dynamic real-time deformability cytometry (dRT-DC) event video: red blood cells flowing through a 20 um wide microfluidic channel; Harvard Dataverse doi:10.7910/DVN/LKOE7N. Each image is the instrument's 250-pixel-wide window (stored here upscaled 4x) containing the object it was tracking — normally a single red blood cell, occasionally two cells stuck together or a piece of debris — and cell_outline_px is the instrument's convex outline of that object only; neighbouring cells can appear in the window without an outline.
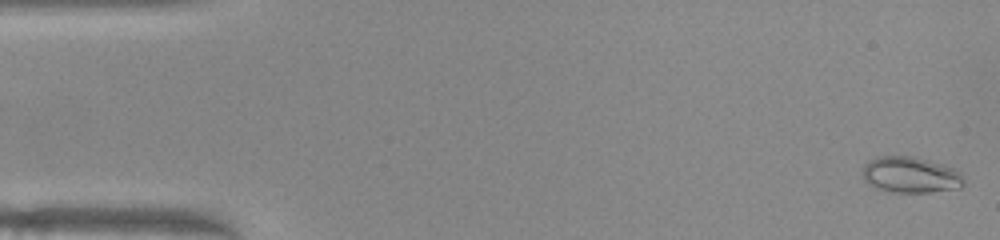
{"species": "common noctule bat (a hibernating species)", "species_latin": "Nyctalus noctula", "temperature_condition": "warm", "stored_images_in_passage": 51, "camera_frame_rate_fps": 3000, "um_per_image_px": 0.085, "animal": {"sex": "female", "body_mass_g": 22.0, "forearm_length_mm": 56.7}, "frame": {"image": 1, "passage_image": 1, "time_ms": 0.0, "image_size_px": [1000, 240], "cell_outline_px": [[964, 184], [960, 188], [932, 192], [892, 192], [868, 184], [864, 180], [864, 164], [868, 160], [880, 156], [912, 156], [944, 164], [956, 168], [960, 172], [964, 180]], "centroid_in_image_um": [77.44, 14.85], "position_along_channel_um": 7.6, "area_um2": 21.33}}
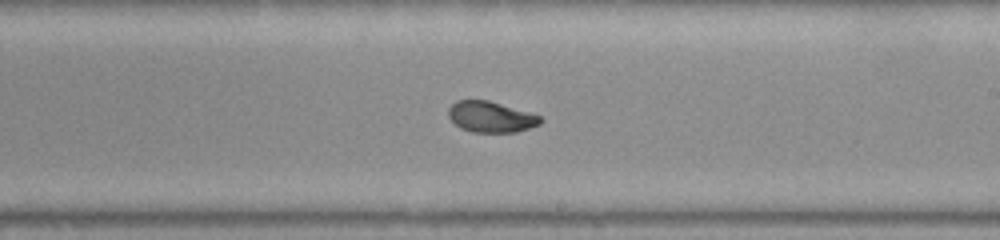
{"frame": {"image": 2, "passage_image": 29, "time_ms": 9.333, "image_size_px": [1000, 240], "cell_outline_px": [[544, 120], [540, 124], [516, 132], [472, 132], [460, 128], [448, 116], [448, 108], [456, 100], [488, 100], [528, 112], [540, 116]], "centroid_in_image_um": [41.71, 9.93], "position_along_channel_um": 247.3, "area_um2": 16.47}}
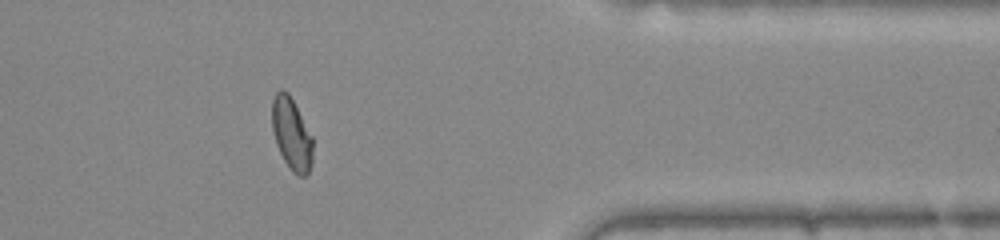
{"frame": {"image": 3, "passage_image": 41, "time_ms": 13.333, "image_size_px": [1000, 240], "cell_outline_px": [[312, 164], [308, 172], [304, 176], [300, 176], [292, 172], [284, 160], [276, 144], [272, 128], [272, 100], [276, 92], [280, 88], [284, 88], [288, 92], [312, 136]], "centroid_in_image_um": [24.77, 11.37], "position_along_channel_um": 386.6, "area_um2": 17.05}, "authors_computed_cell_mechanics": {"area_um2": 17.918, "velocity_mm_per_s": 4.0085, "shape_relaxation_time_tau1_ms": 5.3918, "shape_relaxation_time_tau2_ms": 1.1887, "deformation_change_tau1": 0.1868, "deformation_change_tau2": 0.0453}}